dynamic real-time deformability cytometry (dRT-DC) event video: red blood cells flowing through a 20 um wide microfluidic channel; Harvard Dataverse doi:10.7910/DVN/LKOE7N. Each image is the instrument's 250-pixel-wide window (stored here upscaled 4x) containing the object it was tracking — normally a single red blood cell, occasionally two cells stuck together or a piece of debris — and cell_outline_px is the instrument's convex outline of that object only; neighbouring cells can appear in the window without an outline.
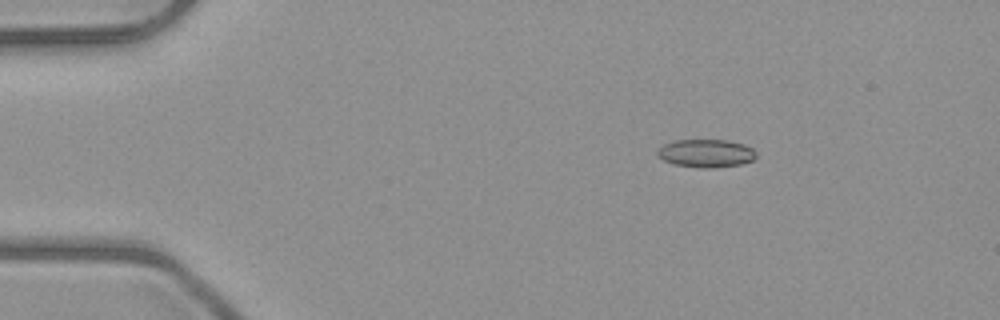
{"species": "common noctule bat (a hibernating species)", "species_latin": "Nyctalus noctula", "temperature_condition": "room temperature", "stored_images_in_passage": 3, "camera_frame_rate_fps": 3000, "um_per_image_px": 0.085, "animal": {"sex": "male", "body_mass_g": 23.1, "forearm_length_mm": 52.7}, "frame": {"image": 1, "passage_image": 1, "time_ms": 0.0, "image_size_px": [1000, 320], "cell_outline_px": [[756, 156], [752, 160], [744, 164], [712, 168], [700, 168], [676, 164], [664, 160], [656, 156], [656, 152], [664, 144], [672, 140], [728, 140], [744, 144], [752, 148], [756, 152]], "centroid_in_image_um": [60.02, 13.03], "position_along_channel_um": 25.0, "area_um2": 16.24}}